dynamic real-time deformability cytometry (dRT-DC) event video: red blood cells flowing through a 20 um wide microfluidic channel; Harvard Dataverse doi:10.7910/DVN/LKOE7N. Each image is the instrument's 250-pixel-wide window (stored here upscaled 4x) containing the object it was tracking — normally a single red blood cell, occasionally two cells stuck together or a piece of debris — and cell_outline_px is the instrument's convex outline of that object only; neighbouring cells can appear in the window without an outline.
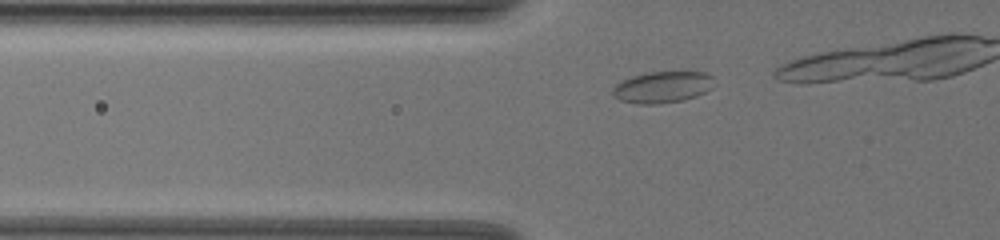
{"species": "common noctule bat (a hibernating species)", "species_latin": "Nyctalus noctula", "temperature_condition": "warm", "stored_images_in_passage": 10, "camera_frame_rate_fps": 3000, "um_per_image_px": 0.085, "animal": {"sex": "female", "body_mass_g": 19.5, "forearm_length_mm": 54.1}, "frame": {"image": 1, "passage_image": 5, "time_ms": 1.333, "image_size_px": [1000, 240], "cell_outline_px": [[712, 88], [696, 96], [680, 100], [656, 104], [636, 104], [620, 100], [612, 96], [612, 88], [616, 84], [632, 76], [648, 72], [704, 72], [712, 76]], "centroid_in_image_um": [56.27, 7.41], "position_along_channel_um": 69.5, "area_um2": 18.44}}
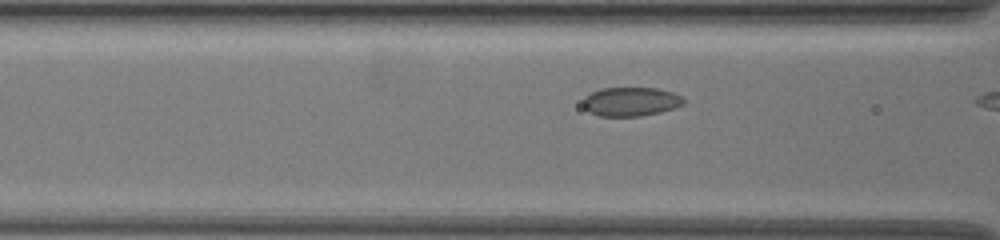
{"frame": {"image": 2, "passage_image": 9, "time_ms": 2.667, "image_size_px": [1000, 240], "cell_outline_px": [[684, 104], [660, 112], [640, 116], [600, 116], [588, 112], [584, 108], [584, 96], [600, 88], [656, 88], [672, 92], [680, 96], [684, 100]], "centroid_in_image_um": [53.58, 8.64], "position_along_channel_um": 113.0, "area_um2": 16.88}}